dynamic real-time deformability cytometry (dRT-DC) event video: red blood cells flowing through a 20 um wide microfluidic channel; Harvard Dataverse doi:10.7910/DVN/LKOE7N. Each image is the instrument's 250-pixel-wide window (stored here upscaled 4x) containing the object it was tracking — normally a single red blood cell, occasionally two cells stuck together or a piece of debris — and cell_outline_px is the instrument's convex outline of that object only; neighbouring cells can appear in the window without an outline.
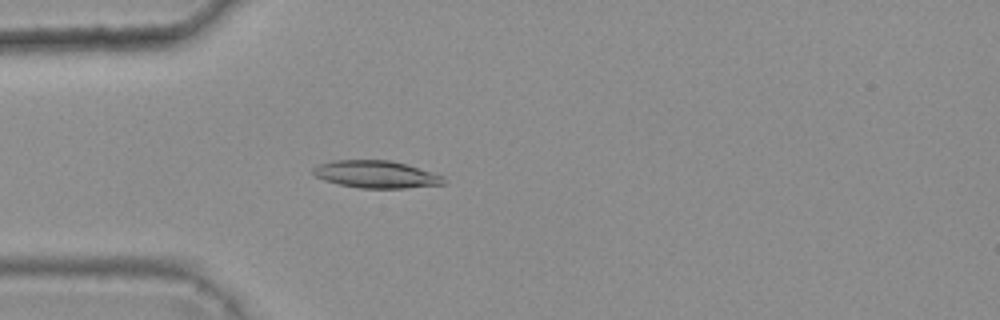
{"species": "common noctule bat (a hibernating species)", "species_latin": "Nyctalus noctula", "temperature_condition": "warm", "stored_images_in_passage": 3, "camera_frame_rate_fps": 3000, "um_per_image_px": 0.085, "animal": {"sex": "female", "body_mass_g": 25.1}, "frame": {"image": 1, "passage_image": 3, "time_ms": 0.667, "image_size_px": [1000, 320], "cell_outline_px": [[444, 184], [404, 188], [360, 188], [340, 184], [324, 180], [316, 176], [312, 172], [312, 168], [320, 164], [332, 160], [392, 160], [444, 176]], "centroid_in_image_um": [31.95, 14.81], "position_along_channel_um": 53.1, "area_um2": 20.63}}